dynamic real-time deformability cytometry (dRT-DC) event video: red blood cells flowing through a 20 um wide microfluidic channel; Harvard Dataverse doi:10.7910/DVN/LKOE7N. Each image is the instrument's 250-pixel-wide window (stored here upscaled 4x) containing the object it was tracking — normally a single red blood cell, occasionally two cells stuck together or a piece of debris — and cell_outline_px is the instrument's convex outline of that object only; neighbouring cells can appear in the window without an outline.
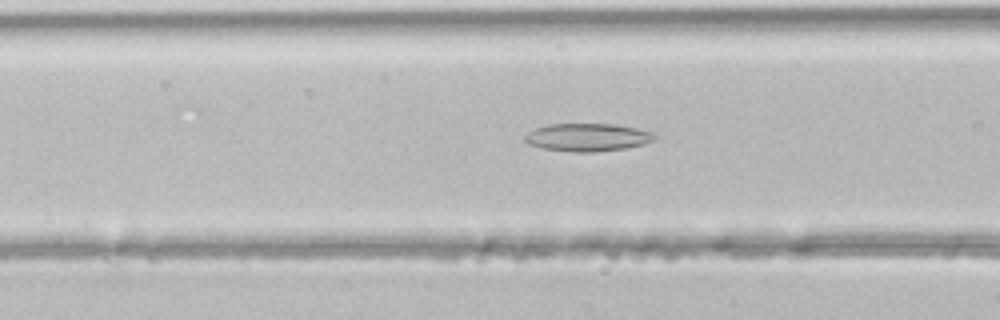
{"species": "common noctule bat (a hibernating species)", "species_latin": "Nyctalus noctula", "temperature_condition": "room temperature", "stored_images_in_passage": 38, "camera_frame_rate_fps": 3000, "um_per_image_px": 0.085, "animal": {"sex": "male", "body_mass_g": 21.5, "forearm_length_mm": 52.0}, "frame": {"image": 1, "passage_image": 15, "time_ms": 4.667, "image_size_px": [1000, 320], "cell_outline_px": [[656, 140], [644, 144], [624, 148], [596, 152], [572, 152], [544, 148], [528, 144], [524, 140], [524, 136], [528, 132], [536, 128], [548, 124], [616, 124], [656, 132]], "centroid_in_image_um": [49.98, 11.67], "position_along_channel_um": 116.6, "area_um2": 21.21}}
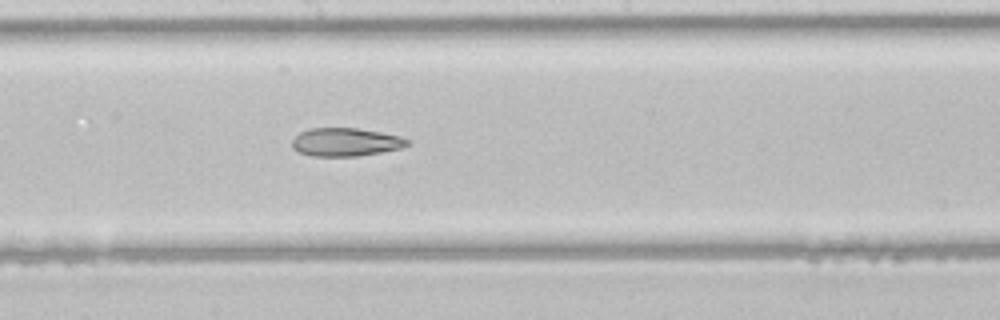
{"frame": {"image": 2, "passage_image": 22, "time_ms": 7.0, "image_size_px": [1000, 320], "cell_outline_px": [[412, 144], [400, 148], [360, 156], [312, 156], [300, 152], [292, 148], [292, 140], [300, 132], [312, 128], [356, 128], [380, 132], [400, 136], [408, 140]], "centroid_in_image_um": [29.38, 12.08], "position_along_channel_um": 218.8, "area_um2": 18.9}}
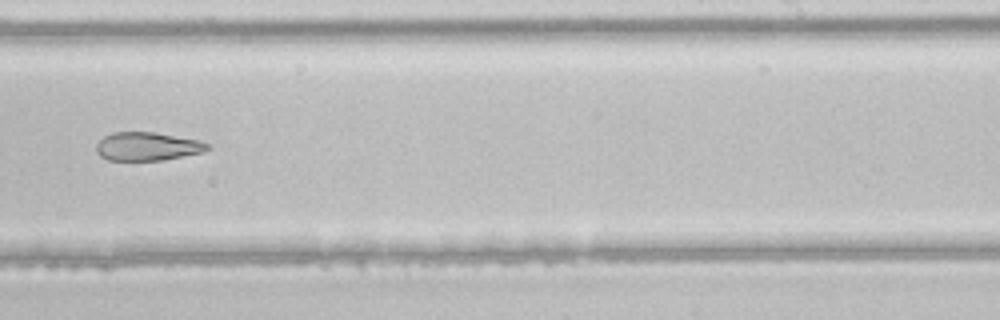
{"frame": {"image": 3, "passage_image": 26, "time_ms": 8.333, "image_size_px": [1000, 320], "cell_outline_px": [[212, 148], [204, 152], [164, 160], [108, 160], [100, 156], [96, 152], [96, 144], [104, 136], [112, 132], [156, 132], [200, 140], [212, 144]], "centroid_in_image_um": [12.58, 12.44], "position_along_channel_um": 276.4, "area_um2": 18.73}}